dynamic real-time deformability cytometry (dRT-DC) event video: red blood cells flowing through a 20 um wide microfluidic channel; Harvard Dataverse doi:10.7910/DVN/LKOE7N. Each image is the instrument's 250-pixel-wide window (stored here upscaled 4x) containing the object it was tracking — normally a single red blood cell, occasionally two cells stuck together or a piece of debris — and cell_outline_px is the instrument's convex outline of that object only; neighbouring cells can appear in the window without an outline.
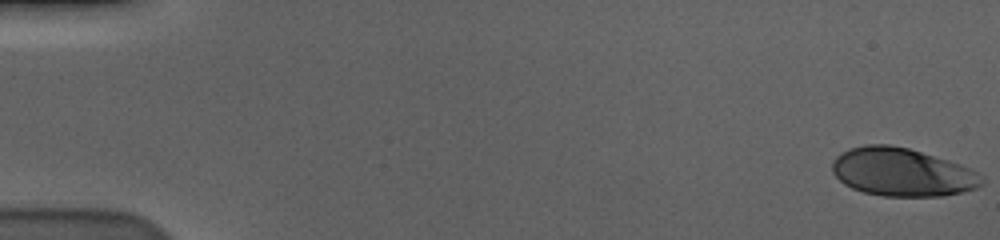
{"species": "human", "species_latin": "Homo sapiens", "temperature_condition": "cold", "stored_images_in_passage": 58, "camera_frame_rate_fps": 3000, "um_per_image_px": 0.085, "donor": {"sex": "male"}, "frame": {"image": 1, "passage_image": 1, "time_ms": 0.0, "image_size_px": [1000, 240], "cell_outline_px": [[984, 180], [976, 188], [944, 196], [884, 196], [864, 192], [852, 188], [844, 184], [832, 172], [832, 160], [840, 152], [848, 148], [864, 144], [888, 144], [908, 148], [948, 160], [960, 164], [976, 172]], "centroid_in_image_um": [76.62, 14.62], "position_along_channel_um": 8.4, "area_um2": 41.91}}
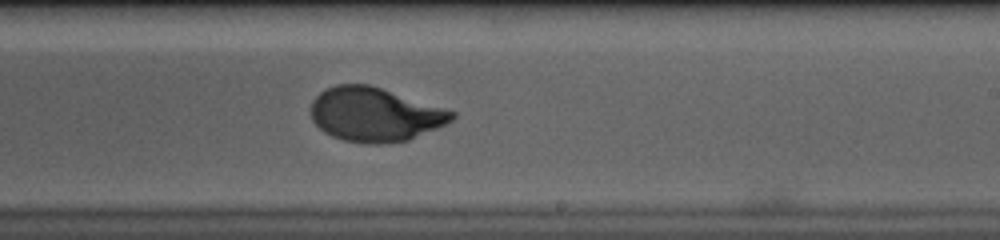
{"frame": {"image": 2, "passage_image": 36, "time_ms": 11.667, "image_size_px": [1000, 240], "cell_outline_px": [[456, 116], [452, 120], [436, 128], [408, 140], [388, 144], [368, 144], [344, 140], [332, 136], [324, 132], [312, 120], [312, 100], [320, 92], [336, 84], [368, 84], [444, 108], [456, 112]], "centroid_in_image_um": [31.85, 9.74], "position_along_channel_um": 257.2, "area_um2": 44.04}}
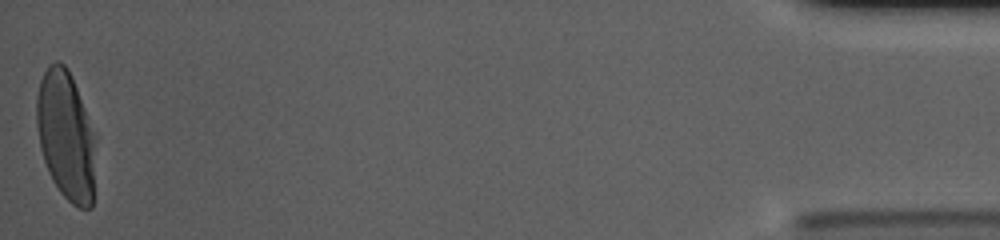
{"frame": {"image": 3, "passage_image": 58, "time_ms": 19.0, "image_size_px": [1000, 240], "cell_outline_px": [[92, 208], [80, 208], [72, 204], [60, 192], [52, 180], [48, 172], [40, 148], [36, 124], [36, 96], [40, 80], [48, 64], [56, 60], [60, 60], [68, 68], [76, 88], [92, 136]], "centroid_in_image_um": [5.5, 11.48], "position_along_channel_um": 429.7, "area_um2": 42.95}, "authors_computed_cell_mechanics": {"area_um2": 43.8702, "velocity_mm_per_s": 3.5811, "shape_relaxation_time_tau1_ms": 4.1761, "shape_relaxation_time_tau2_ms": null, "deformation_change_tau1": 0.22, "deformation_change_tau2": null}}